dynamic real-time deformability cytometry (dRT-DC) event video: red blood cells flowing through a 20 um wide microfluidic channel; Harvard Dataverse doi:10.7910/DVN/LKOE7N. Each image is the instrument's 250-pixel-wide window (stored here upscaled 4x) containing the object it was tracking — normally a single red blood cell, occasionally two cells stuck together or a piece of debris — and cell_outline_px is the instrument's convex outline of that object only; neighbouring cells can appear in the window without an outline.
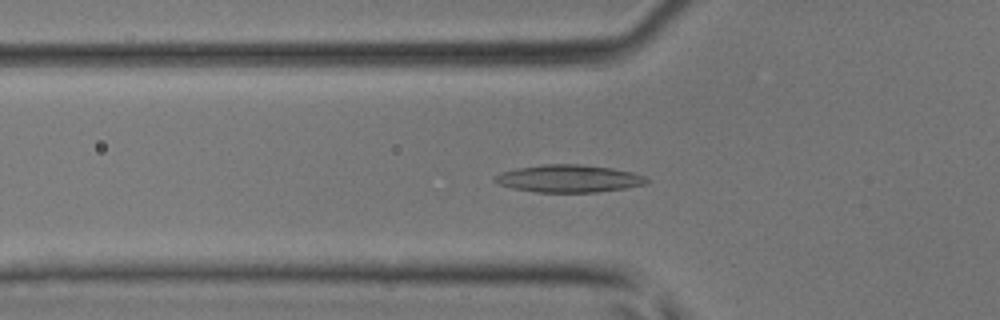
{"species": "common noctule bat (a hibernating species)", "species_latin": "Nyctalus noctula", "temperature_condition": "room temperature", "stored_images_in_passage": 43, "camera_frame_rate_fps": 3000, "um_per_image_px": 0.085, "animal": {"sex": "male", "body_mass_g": 17.9, "forearm_length_mm": 54.2}, "frame": {"image": 1, "passage_image": 15, "time_ms": 4.667, "image_size_px": [1000, 320], "cell_outline_px": [[648, 184], [624, 188], [596, 192], [536, 192], [512, 188], [500, 184], [492, 180], [500, 172], [516, 168], [544, 164], [580, 164], [612, 168], [632, 172], [644, 176], [648, 180]], "centroid_in_image_um": [48.34, 15.17], "position_along_channel_um": 77.5, "area_um2": 24.28}}
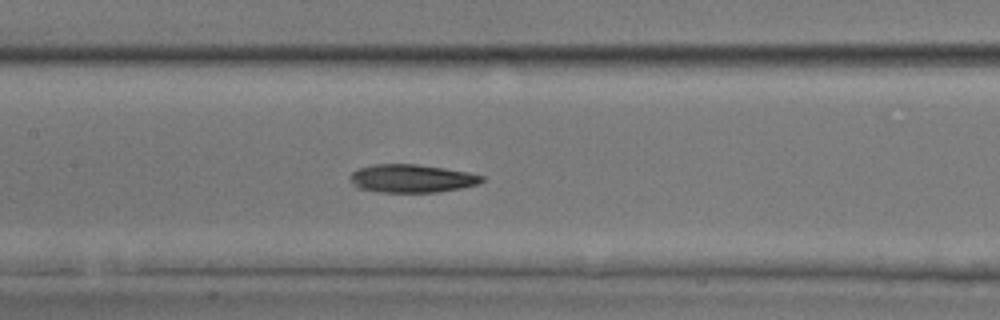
{"frame": {"image": 2, "passage_image": 21, "time_ms": 6.667, "image_size_px": [1000, 320], "cell_outline_px": [[484, 180], [476, 184], [460, 188], [436, 192], [380, 192], [356, 188], [352, 184], [348, 176], [352, 172], [360, 168], [372, 164], [416, 164], [444, 168], [468, 172], [484, 176]], "centroid_in_image_um": [34.94, 15.17], "position_along_channel_um": 172.5, "area_um2": 21.62}}
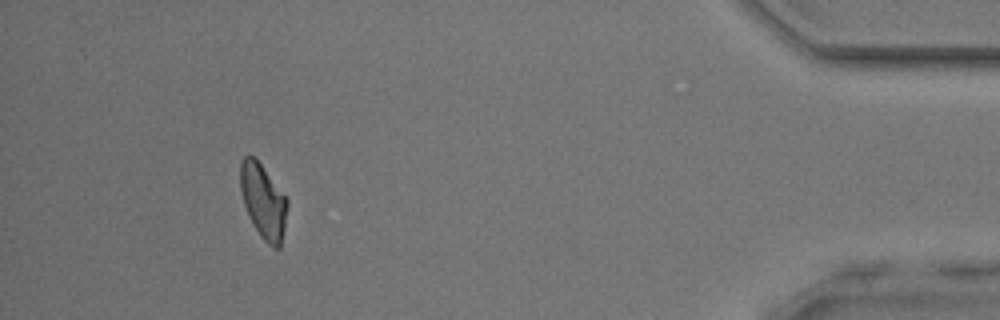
{"frame": {"image": 3, "passage_image": 40, "time_ms": 13.0, "image_size_px": [1000, 320], "cell_outline_px": [[288, 204], [284, 228], [280, 248], [272, 248], [260, 236], [248, 216], [240, 192], [240, 164], [244, 156], [256, 156], [288, 200]], "centroid_in_image_um": [22.36, 17.08], "position_along_channel_um": 412.8, "area_um2": 20.52}}